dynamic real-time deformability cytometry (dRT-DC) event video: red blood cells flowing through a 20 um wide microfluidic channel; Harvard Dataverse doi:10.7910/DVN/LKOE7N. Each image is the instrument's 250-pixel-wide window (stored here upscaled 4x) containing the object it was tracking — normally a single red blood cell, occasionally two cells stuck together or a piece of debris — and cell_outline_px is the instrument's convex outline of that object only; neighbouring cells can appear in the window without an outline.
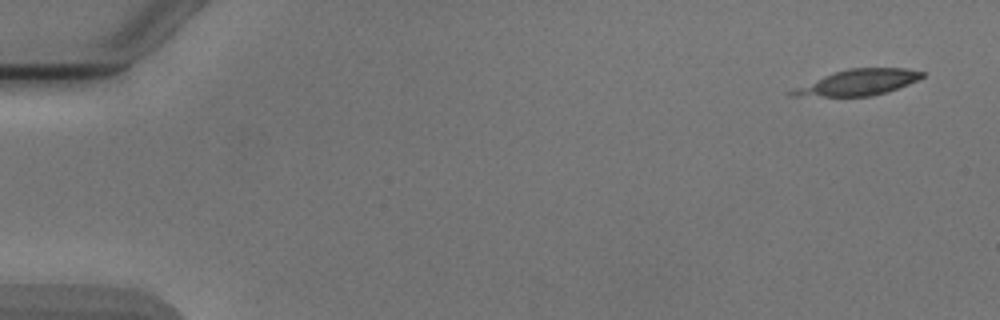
{"species": "Egyptian fruit bat (a non-hibernating species)", "species_latin": "Rousettus aegyptiacus", "temperature_condition": "cold", "stored_images_in_passage": 7, "camera_frame_rate_fps": 3000, "um_per_image_px": 0.085, "animal": {"sex": "male"}, "frame": {"image": 1, "passage_image": 1, "time_ms": 0.0, "image_size_px": [1000, 320], "cell_outline_px": [[924, 76], [908, 84], [888, 92], [872, 96], [788, 96], [784, 92], [792, 88], [824, 76], [848, 68], [904, 68], [924, 72]], "centroid_in_image_um": [72.88, 7.02], "position_along_channel_um": 12.1, "area_um2": 19.54}}